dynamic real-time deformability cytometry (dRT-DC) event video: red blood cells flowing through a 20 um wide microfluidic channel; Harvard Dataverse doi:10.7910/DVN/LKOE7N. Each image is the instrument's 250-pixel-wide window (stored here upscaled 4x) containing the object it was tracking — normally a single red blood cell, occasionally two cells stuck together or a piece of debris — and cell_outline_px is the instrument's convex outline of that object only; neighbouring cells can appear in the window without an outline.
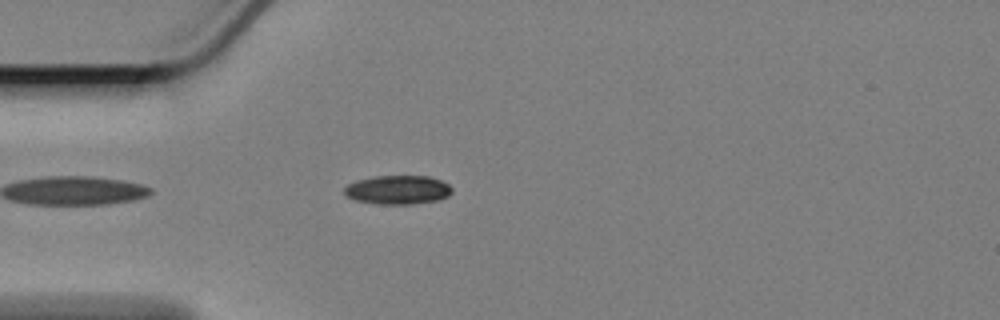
{"species": "Egyptian fruit bat (a non-hibernating species)", "species_latin": "Rousettus aegyptiacus", "temperature_condition": "cold", "stored_images_in_passage": 22, "camera_frame_rate_fps": 3000, "um_per_image_px": 0.085, "animal": {"sex": "female"}, "frame": {"image": 1, "passage_image": 3, "time_ms": 0.667, "image_size_px": [1000, 320], "cell_outline_px": [[452, 192], [448, 196], [440, 200], [412, 204], [376, 204], [356, 200], [344, 196], [344, 188], [348, 184], [356, 180], [372, 176], [428, 176], [440, 180], [448, 184], [452, 188]], "centroid_in_image_um": [33.8, 16.14], "position_along_channel_um": 51.2, "area_um2": 18.32}}
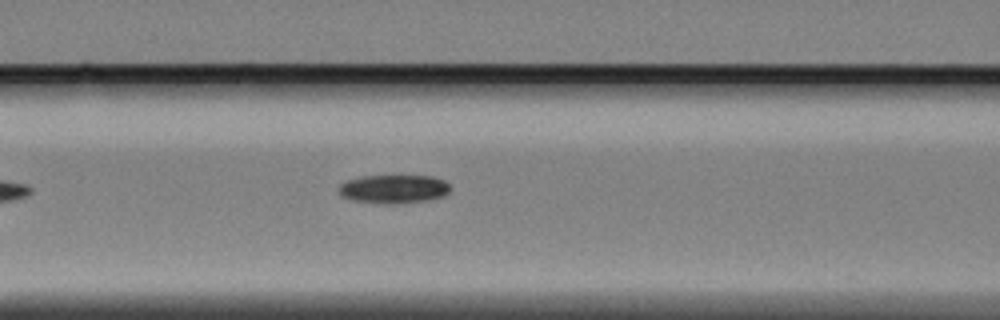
{"frame": {"image": 2, "passage_image": 11, "time_ms": 3.333, "image_size_px": [1000, 320], "cell_outline_px": [[448, 192], [440, 196], [424, 200], [388, 204], [352, 200], [340, 196], [340, 184], [348, 180], [360, 176], [432, 176], [444, 180], [448, 184]], "centroid_in_image_um": [33.41, 16.05], "position_along_channel_um": 133.2, "area_um2": 18.15}}
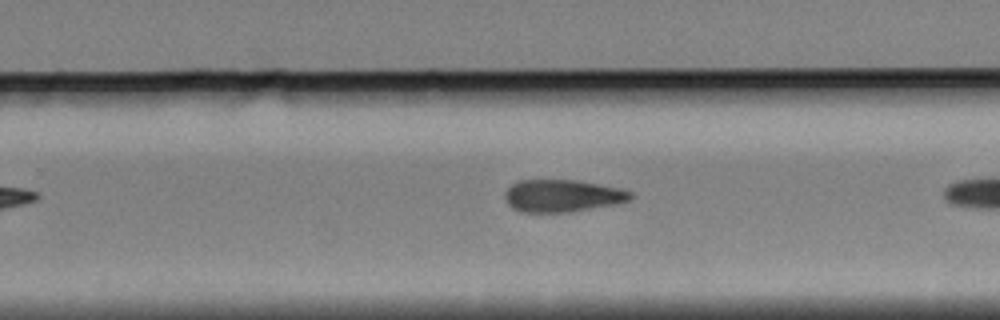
{"frame": {"image": 3, "passage_image": 21, "time_ms": 6.667, "image_size_px": [1000, 320], "cell_outline_px": [[636, 196], [632, 200], [612, 204], [564, 212], [520, 212], [512, 208], [504, 200], [504, 192], [512, 184], [520, 180], [576, 180], [620, 188], [632, 192]], "centroid_in_image_um": [47.78, 16.63], "position_along_channel_um": 282.0, "area_um2": 23.58}}